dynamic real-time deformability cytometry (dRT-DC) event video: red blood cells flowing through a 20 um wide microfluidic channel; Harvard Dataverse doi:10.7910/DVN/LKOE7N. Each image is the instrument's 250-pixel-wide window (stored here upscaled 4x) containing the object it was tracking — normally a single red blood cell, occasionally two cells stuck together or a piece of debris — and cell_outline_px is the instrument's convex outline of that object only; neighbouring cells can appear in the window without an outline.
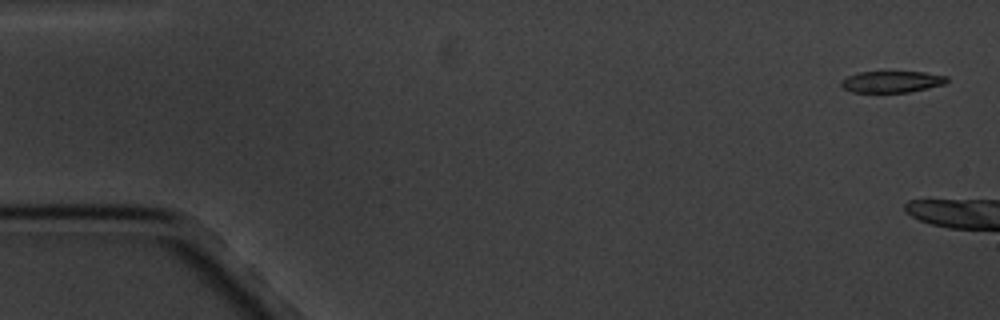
{"species": "common noctule bat (a hibernating species)", "species_latin": "Nyctalus noctula", "temperature_condition": "cold", "stored_images_in_passage": 2, "camera_frame_rate_fps": 3000, "um_per_image_px": 0.085, "animal": {"sex": "male", "body_mass_g": 20.1, "forearm_length_mm": 53.5}, "frame": {"image": 1, "passage_image": 1, "time_ms": 0.0, "image_size_px": [1000, 320], "cell_outline_px": [[948, 80], [944, 84], [928, 88], [908, 92], [852, 92], [844, 88], [840, 84], [840, 80], [848, 76], [860, 72], [924, 72], [948, 76]], "centroid_in_image_um": [75.8, 6.94], "position_along_channel_um": 9.2, "area_um2": 13.18}}